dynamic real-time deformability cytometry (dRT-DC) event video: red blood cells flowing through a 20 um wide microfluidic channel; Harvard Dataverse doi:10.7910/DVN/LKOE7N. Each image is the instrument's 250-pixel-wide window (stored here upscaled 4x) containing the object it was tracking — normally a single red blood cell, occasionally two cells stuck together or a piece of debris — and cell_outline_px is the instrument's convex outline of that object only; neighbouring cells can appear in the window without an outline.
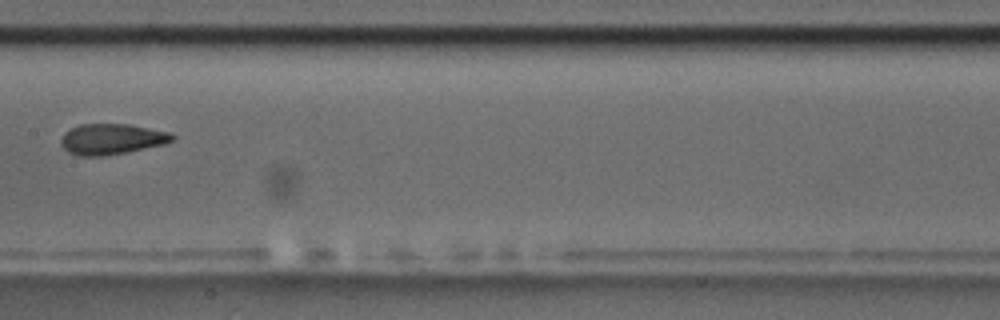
{"species": "common noctule bat (a hibernating species)", "species_latin": "Nyctalus noctula", "temperature_condition": "room temperature", "stored_images_in_passage": 9, "camera_frame_rate_fps": 3000, "um_per_image_px": 0.085, "animal": {"sex": "male", "body_mass_g": 17.5, "forearm_length_mm": 52.3}, "frame": {"image": 1, "passage_image": 9, "time_ms": 9.333, "image_size_px": [1000, 320], "cell_outline_px": [[176, 136], [168, 144], [128, 152], [104, 156], [80, 156], [68, 152], [60, 144], [60, 140], [64, 132], [80, 124], [128, 124], [168, 132]], "centroid_in_image_um": [9.49, 11.83], "position_along_channel_um": 197.9, "area_um2": 20.06}}